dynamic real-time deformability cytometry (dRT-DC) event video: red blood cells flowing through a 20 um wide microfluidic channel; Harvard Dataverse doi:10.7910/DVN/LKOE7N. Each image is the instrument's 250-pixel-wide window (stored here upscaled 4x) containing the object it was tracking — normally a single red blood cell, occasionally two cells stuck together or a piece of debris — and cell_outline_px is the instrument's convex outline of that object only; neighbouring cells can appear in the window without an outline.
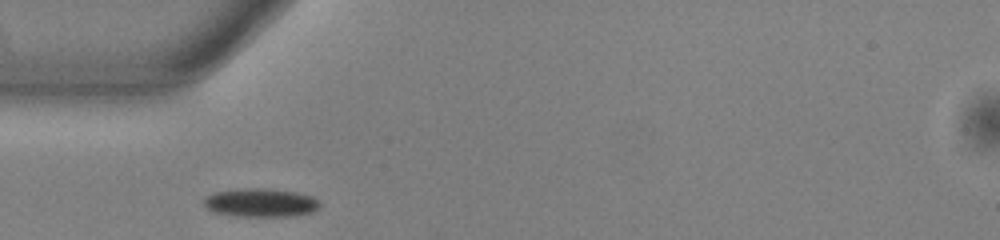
{"species": "common noctule bat (a hibernating species)", "species_latin": "Nyctalus noctula", "temperature_condition": "warm", "stored_images_in_passage": 38, "camera_frame_rate_fps": 3000, "um_per_image_px": 0.085, "animal": {"sex": "male", "body_mass_g": 13.0, "forearm_length_mm": 53.1}, "frame": {"image": 1, "passage_image": 1, "time_ms": 0.0, "image_size_px": [1000, 240], "cell_outline_px": [[320, 208], [312, 212], [296, 216], [236, 216], [212, 212], [204, 204], [204, 196], [216, 192], [244, 188], [268, 188], [296, 192], [312, 196], [320, 200]], "centroid_in_image_um": [22.19, 17.23], "position_along_channel_um": 62.8, "area_um2": 19.48}}
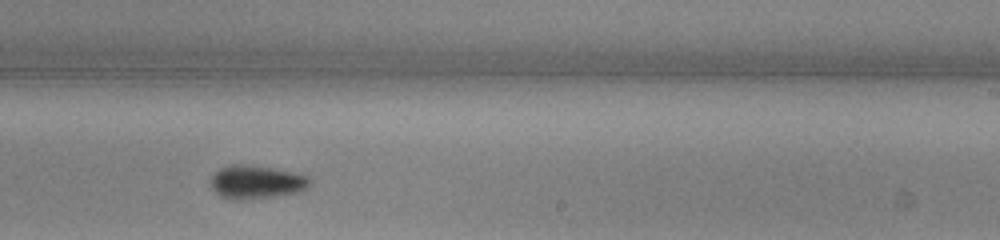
{"frame": {"image": 2, "passage_image": 17, "time_ms": 5.333, "image_size_px": [1000, 240], "cell_outline_px": [[312, 180], [300, 192], [276, 196], [240, 200], [232, 200], [220, 196], [212, 188], [212, 176], [220, 168], [232, 164], [240, 164], [268, 168], [292, 172], [308, 176]], "centroid_in_image_um": [21.78, 15.49], "position_along_channel_um": 267.2, "area_um2": 18.96}}
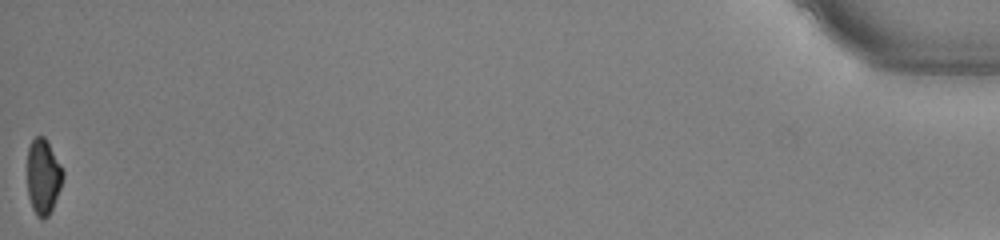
{"frame": {"image": 3, "passage_image": 38, "time_ms": 12.333, "image_size_px": [1000, 240], "cell_outline_px": [[64, 176], [60, 188], [52, 208], [48, 216], [44, 220], [40, 220], [36, 216], [32, 208], [28, 196], [28, 148], [32, 140], [36, 136], [44, 136], [60, 164], [64, 172]], "centroid_in_image_um": [3.67, 15.05], "position_along_channel_um": 431.5, "area_um2": 15.55}, "authors_computed_cell_mechanics": {"area_um2": 18.1492, "velocity_mm_per_s": 3.8552, "shape_relaxation_time_tau1_ms": 3.1163, "shape_relaxation_time_tau2_ms": null, "deformation_change_tau1": 0.129, "deformation_change_tau2": null}}